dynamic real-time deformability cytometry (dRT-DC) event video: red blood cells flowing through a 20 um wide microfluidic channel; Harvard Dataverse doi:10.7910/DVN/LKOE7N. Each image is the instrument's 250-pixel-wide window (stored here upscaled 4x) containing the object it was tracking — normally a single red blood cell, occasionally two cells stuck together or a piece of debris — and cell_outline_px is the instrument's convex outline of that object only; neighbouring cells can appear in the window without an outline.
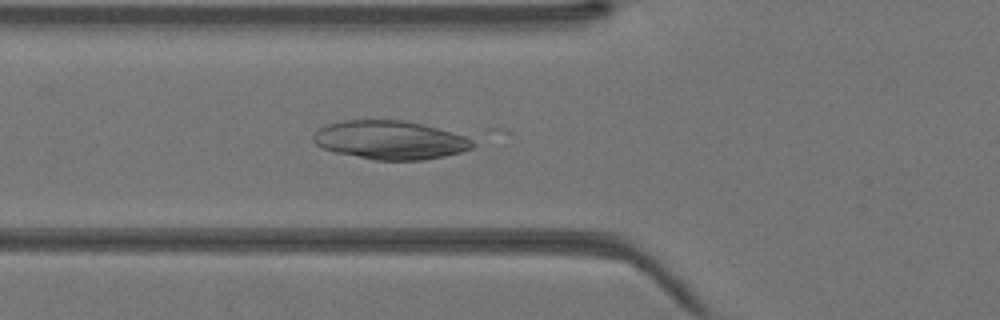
{"species": "Egyptian fruit bat (a non-hibernating species)", "species_latin": "Rousettus aegyptiacus", "temperature_condition": "warm", "stored_images_in_passage": 43, "camera_frame_rate_fps": 3000, "um_per_image_px": 0.085, "animal": {"sex": "female"}, "frame": {"image": 1, "passage_image": 16, "time_ms": 5.0, "image_size_px": [1000, 320], "cell_outline_px": [[476, 144], [472, 148], [460, 152], [444, 156], [420, 160], [376, 160], [332, 152], [316, 144], [312, 140], [312, 136], [324, 124], [344, 120], [400, 120], [420, 124], [436, 128], [464, 136], [472, 140]], "centroid_in_image_um": [33.1, 11.91], "position_along_channel_um": 92.7, "area_um2": 35.66}}
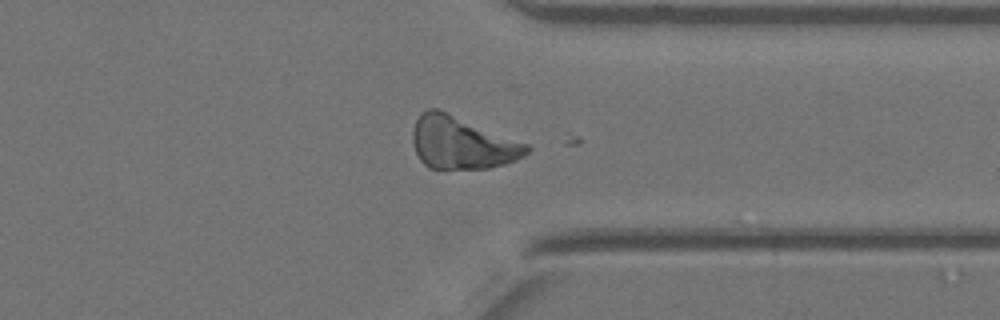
{"frame": {"image": 2, "passage_image": 34, "time_ms": 11.0, "image_size_px": [1000, 320], "cell_outline_px": [[532, 148], [524, 156], [516, 160], [504, 164], [488, 168], [428, 168], [420, 160], [412, 144], [412, 132], [416, 120], [420, 112], [428, 108], [436, 108], [528, 144]], "centroid_in_image_um": [39.24, 12.14], "position_along_channel_um": 372.2, "area_um2": 34.68}}